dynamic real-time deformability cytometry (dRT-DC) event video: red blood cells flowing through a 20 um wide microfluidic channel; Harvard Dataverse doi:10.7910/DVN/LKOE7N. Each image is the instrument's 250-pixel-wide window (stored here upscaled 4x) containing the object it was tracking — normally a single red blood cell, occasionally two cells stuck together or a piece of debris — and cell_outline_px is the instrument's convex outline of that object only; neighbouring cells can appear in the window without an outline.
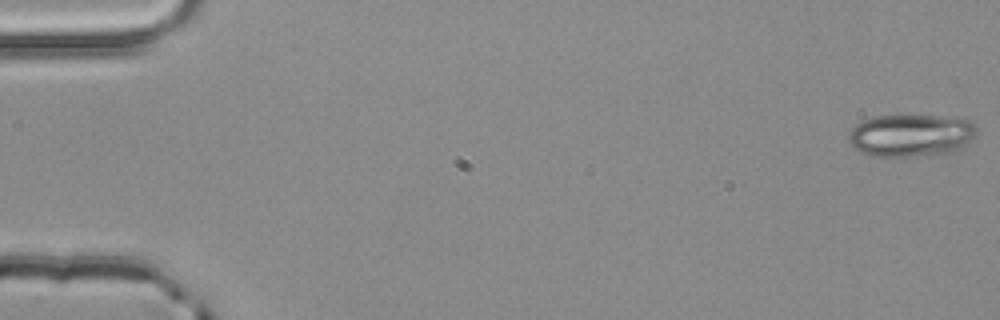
{"species": "common noctule bat (a hibernating species)", "species_latin": "Nyctalus noctula", "temperature_condition": "room temperature", "stored_images_in_passage": 4, "camera_frame_rate_fps": 3000, "um_per_image_px": 0.085, "animal": {"sex": "male", "body_mass_g": 20.4}, "frame": {"image": 1, "passage_image": 1, "time_ms": 0.0, "image_size_px": [1000, 320], "cell_outline_px": [[976, 136], [964, 144], [948, 152], [908, 156], [872, 156], [856, 148], [848, 140], [848, 132], [856, 124], [864, 120], [876, 116], [940, 116], [968, 120], [976, 128]], "centroid_in_image_um": [77.38, 11.49], "position_along_channel_um": 7.6, "area_um2": 30.87}}